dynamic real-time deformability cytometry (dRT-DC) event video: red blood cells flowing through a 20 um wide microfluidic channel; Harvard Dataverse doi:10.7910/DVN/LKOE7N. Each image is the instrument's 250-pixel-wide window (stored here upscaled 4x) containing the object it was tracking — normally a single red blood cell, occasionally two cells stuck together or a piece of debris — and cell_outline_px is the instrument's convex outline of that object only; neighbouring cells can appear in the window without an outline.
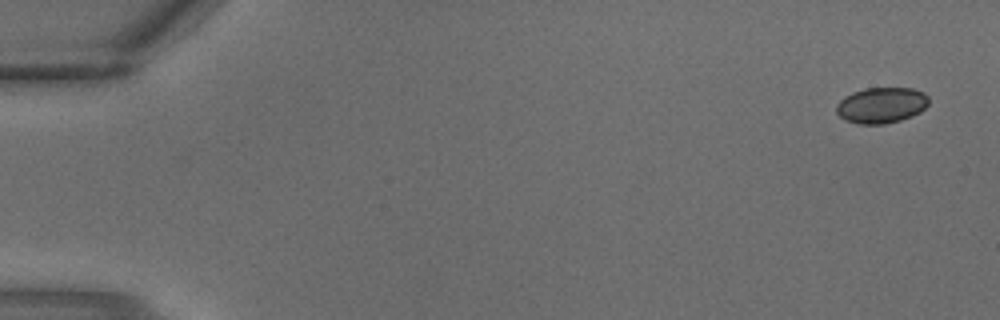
{"species": "common noctule bat (a hibernating species)", "species_latin": "Nyctalus noctula", "temperature_condition": "warm", "stored_images_in_passage": 2, "camera_frame_rate_fps": 3000, "um_per_image_px": 0.085, "animal": {"sex": "male", "body_mass_g": 18.8}, "frame": {"image": 1, "passage_image": 1, "time_ms": 0.0, "image_size_px": [1000, 320], "cell_outline_px": [[928, 104], [920, 112], [912, 116], [900, 120], [884, 124], [860, 124], [844, 120], [836, 112], [836, 104], [844, 96], [852, 92], [864, 88], [912, 88], [924, 92], [928, 96]], "centroid_in_image_um": [74.9, 8.94], "position_along_channel_um": 10.1, "area_um2": 19.42}}